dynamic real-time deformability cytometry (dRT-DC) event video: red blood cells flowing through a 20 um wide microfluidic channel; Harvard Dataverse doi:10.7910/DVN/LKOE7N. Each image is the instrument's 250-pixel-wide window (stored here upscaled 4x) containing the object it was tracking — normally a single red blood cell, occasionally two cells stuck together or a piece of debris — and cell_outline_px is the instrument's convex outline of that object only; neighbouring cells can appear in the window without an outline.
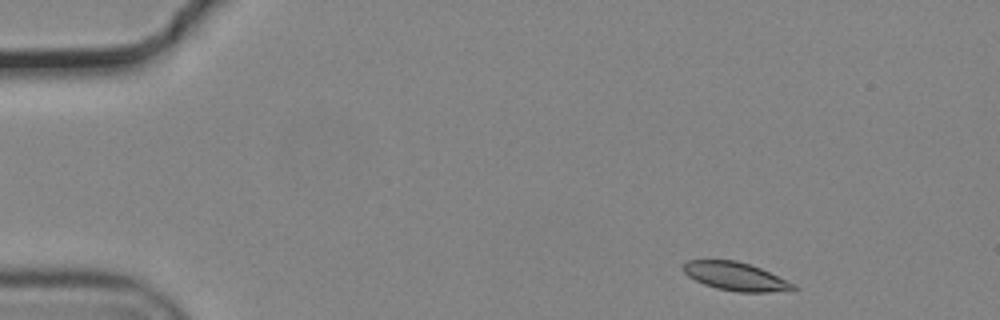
{"species": "common noctule bat (a hibernating species)", "species_latin": "Nyctalus noctula", "temperature_condition": "cold", "stored_images_in_passage": 51, "camera_frame_rate_fps": 3000, "um_per_image_px": 0.085, "animal": {"sex": "male", "body_mass_g": 19.2, "forearm_length_mm": 51.8}, "frame": {"image": 1, "passage_image": 3, "time_ms": 0.667, "image_size_px": [1000, 320], "cell_outline_px": [[796, 288], [768, 292], [736, 292], [716, 288], [704, 284], [688, 276], [680, 268], [688, 260], [736, 260], [760, 268], [788, 280], [796, 284]], "centroid_in_image_um": [62.49, 23.49], "position_along_channel_um": 22.5, "area_um2": 18.03}}
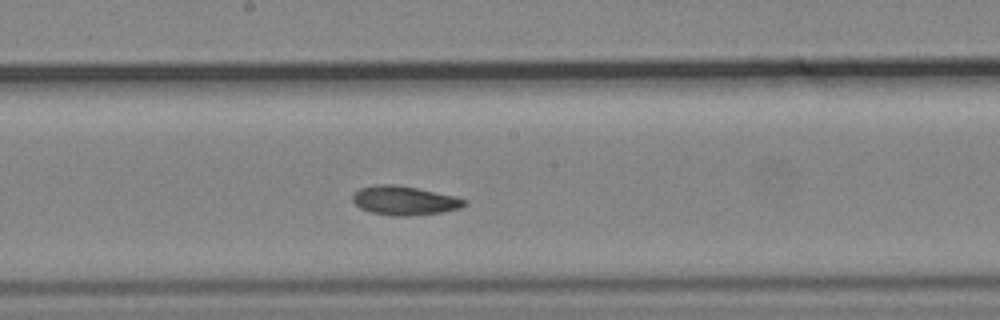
{"frame": {"image": 2, "passage_image": 26, "time_ms": 8.333, "image_size_px": [1000, 320], "cell_outline_px": [[468, 204], [460, 208], [440, 212], [408, 216], [392, 216], [372, 212], [360, 208], [352, 200], [352, 196], [360, 188], [376, 184], [396, 184], [416, 188], [452, 196], [464, 200]], "centroid_in_image_um": [34.33, 17.04], "position_along_channel_um": 213.9, "area_um2": 18.61}}
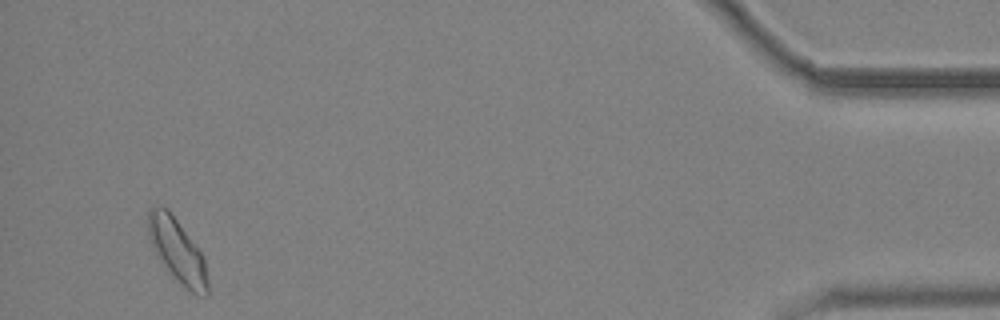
{"frame": {"image": 3, "passage_image": 49, "time_ms": 16.0, "image_size_px": [1000, 320], "cell_outline_px": [[208, 296], [196, 296], [160, 260], [148, 236], [148, 208], [160, 204], [168, 208], [204, 256], [208, 280]], "centroid_in_image_um": [15.08, 21.24], "position_along_channel_um": 420.1, "area_um2": 21.62}, "authors_computed_cell_mechanics": {"area_um2": 18.785, "velocity_mm_per_s": 3.6751, "shape_relaxation_time_tau1_ms": 2.9458, "shape_relaxation_time_tau2_ms": 3.321, "deformation_change_tau1": 0.1048, "deformation_change_tau2": 0.0788}}